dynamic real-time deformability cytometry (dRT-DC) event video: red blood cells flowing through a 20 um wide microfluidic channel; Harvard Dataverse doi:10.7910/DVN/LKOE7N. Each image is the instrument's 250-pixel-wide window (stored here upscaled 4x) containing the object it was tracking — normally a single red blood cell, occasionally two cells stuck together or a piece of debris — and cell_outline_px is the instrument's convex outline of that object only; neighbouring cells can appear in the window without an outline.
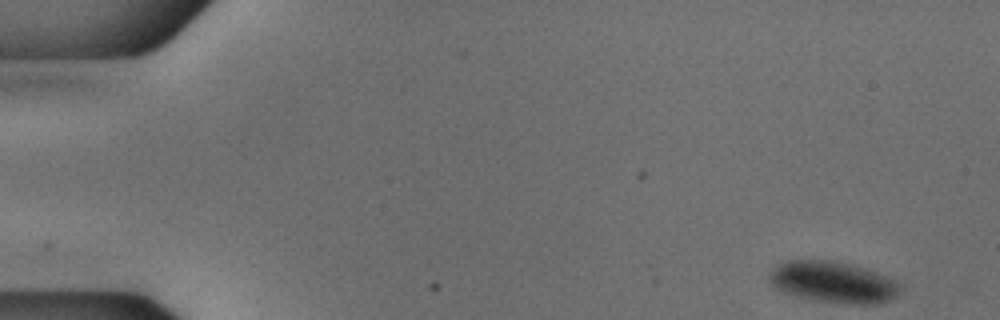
{"species": "common noctule bat (a hibernating species)", "species_latin": "Nyctalus noctula", "temperature_condition": "cold", "stored_images_in_passage": 11, "camera_frame_rate_fps": 3000, "um_per_image_px": 0.085, "animal": {"sex": "male", "body_mass_g": 18.8}, "frame": {"image": 1, "passage_image": 1, "time_ms": 0.0, "image_size_px": [1000, 320], "cell_outline_px": [[900, 288], [884, 304], [844, 304], [812, 300], [784, 292], [776, 288], [768, 280], [768, 272], [772, 268], [788, 260], [832, 260], [852, 264], [868, 268], [900, 284]], "centroid_in_image_um": [70.77, 23.98], "position_along_channel_um": 14.2, "area_um2": 31.56}}